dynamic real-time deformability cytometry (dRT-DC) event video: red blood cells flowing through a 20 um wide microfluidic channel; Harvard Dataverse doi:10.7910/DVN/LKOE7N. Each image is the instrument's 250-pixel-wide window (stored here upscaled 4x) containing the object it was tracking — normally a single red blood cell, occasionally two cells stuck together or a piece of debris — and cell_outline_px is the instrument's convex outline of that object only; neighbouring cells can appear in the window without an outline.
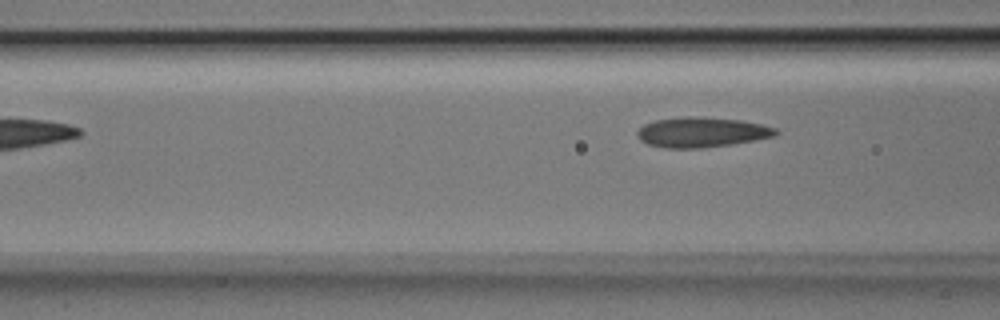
{"species": "Egyptian fruit bat (a non-hibernating species)", "species_latin": "Rousettus aegyptiacus", "temperature_condition": "room temperature", "stored_images_in_passage": 5, "camera_frame_rate_fps": 3000, "um_per_image_px": 0.085, "animal": {"sex": "male"}, "frame": {"image": 1, "passage_image": 5, "time_ms": 1.333, "image_size_px": [1000, 320], "cell_outline_px": [[780, 132], [776, 136], [756, 140], [732, 144], [700, 148], [664, 148], [648, 144], [640, 140], [636, 136], [636, 132], [644, 124], [656, 120], [688, 116], [700, 116], [740, 120], [760, 124], [776, 128]], "centroid_in_image_um": [59.65, 11.24], "position_along_channel_um": 107.0, "area_um2": 24.39}}